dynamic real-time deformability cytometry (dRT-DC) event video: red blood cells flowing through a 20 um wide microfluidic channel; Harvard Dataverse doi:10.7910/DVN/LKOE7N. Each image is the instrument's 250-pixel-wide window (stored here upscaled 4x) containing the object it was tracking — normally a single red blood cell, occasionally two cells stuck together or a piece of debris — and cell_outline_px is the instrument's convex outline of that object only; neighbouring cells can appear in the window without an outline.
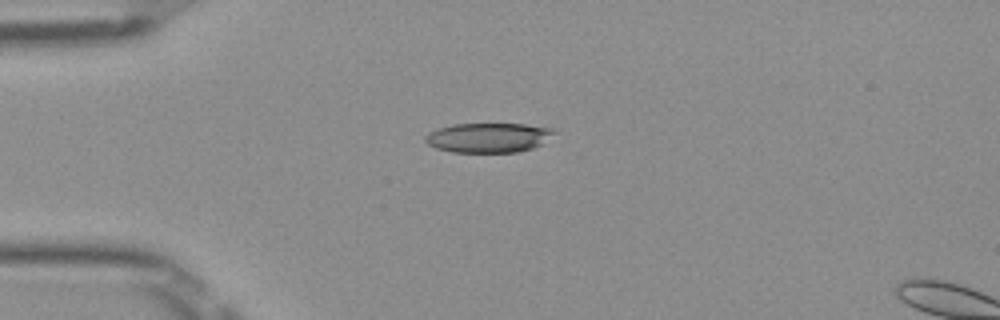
{"species": "Egyptian fruit bat (a non-hibernating species)", "species_latin": "Rousettus aegyptiacus", "temperature_condition": "room temperature", "stored_images_in_passage": 5, "camera_frame_rate_fps": 3000, "um_per_image_px": 0.085, "frame": {"image": 1, "passage_image": 1, "time_ms": 0.0, "image_size_px": [1000, 320], "cell_outline_px": [[556, 132], [544, 144], [532, 148], [516, 152], [452, 152], [436, 148], [428, 144], [424, 140], [424, 136], [428, 132], [452, 124], [524, 124], [556, 128]], "centroid_in_image_um": [41.55, 11.69], "position_along_channel_um": 43.5, "area_um2": 22.43}}